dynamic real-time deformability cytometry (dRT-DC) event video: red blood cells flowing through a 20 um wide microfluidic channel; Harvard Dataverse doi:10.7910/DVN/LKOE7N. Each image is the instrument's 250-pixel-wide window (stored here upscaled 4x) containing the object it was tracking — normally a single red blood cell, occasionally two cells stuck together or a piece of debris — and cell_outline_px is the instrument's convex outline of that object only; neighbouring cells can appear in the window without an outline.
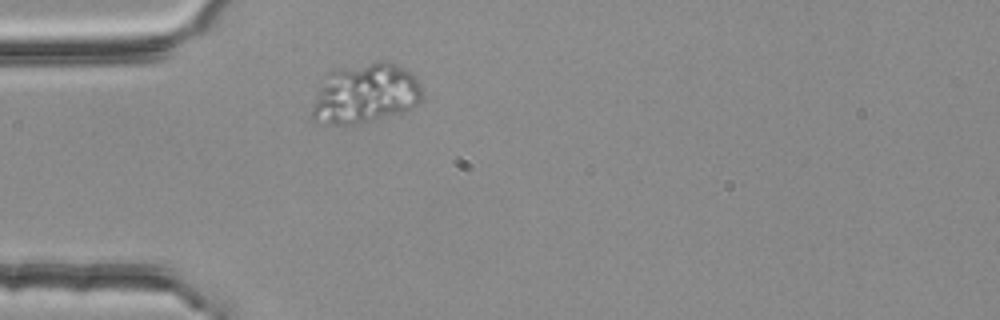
{"species": "common noctule bat (a hibernating species)", "species_latin": "Nyctalus noctula", "temperature_condition": "room temperature", "stored_images_in_passage": 1, "camera_frame_rate_fps": 3000, "um_per_image_px": 0.085, "animal": {"sex": "female", "body_mass_g": 25.1}, "frame": {"image": 1, "passage_image": 1, "time_ms": 0.0, "image_size_px": [1000, 320], "cell_outline_px": [[420, 100], [404, 112], [352, 124], [324, 124], [312, 120], [312, 108], [316, 92], [328, 72], [340, 68], [380, 60], [392, 60], [412, 72], [416, 76], [420, 84]], "centroid_in_image_um": [31.04, 7.91], "position_along_channel_um": 54.0, "area_um2": 38.49}}